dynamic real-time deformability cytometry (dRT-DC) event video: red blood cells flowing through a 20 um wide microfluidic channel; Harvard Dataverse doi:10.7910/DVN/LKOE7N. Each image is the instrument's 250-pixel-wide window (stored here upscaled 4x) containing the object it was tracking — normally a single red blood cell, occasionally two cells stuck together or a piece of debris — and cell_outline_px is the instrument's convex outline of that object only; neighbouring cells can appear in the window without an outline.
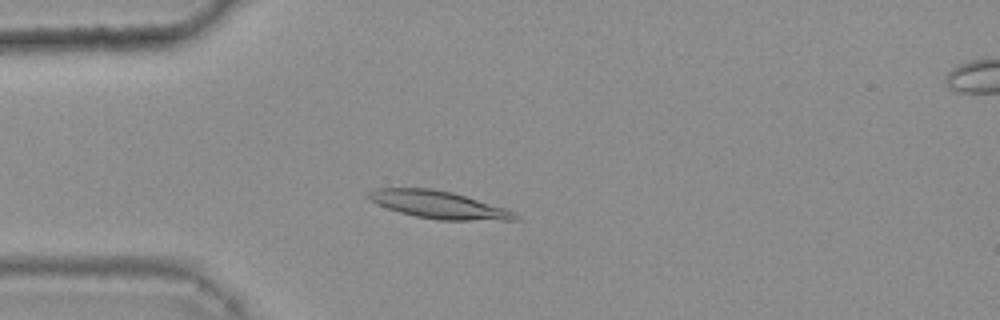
{"species": "common noctule bat (a hibernating species)", "species_latin": "Nyctalus noctula", "temperature_condition": "warm", "stored_images_in_passage": 43, "camera_frame_rate_fps": 3000, "um_per_image_px": 0.085, "animal": {"sex": "female", "body_mass_g": 25.1}, "frame": {"image": 1, "passage_image": 13, "time_ms": 4.0, "image_size_px": [1000, 320], "cell_outline_px": [[520, 220], [440, 220], [416, 216], [400, 212], [388, 208], [368, 200], [364, 196], [368, 192], [376, 188], [432, 188], [452, 192], [504, 208], [516, 212], [520, 216]], "centroid_in_image_um": [37.26, 17.4], "position_along_channel_um": 47.7, "area_um2": 23.47}}
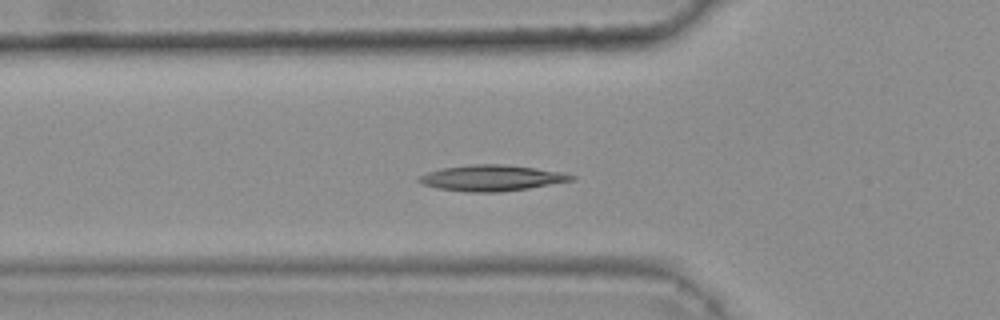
{"frame": {"image": 2, "passage_image": 17, "time_ms": 5.333, "image_size_px": [1000, 320], "cell_outline_px": [[576, 180], [528, 188], [500, 192], [468, 192], [440, 188], [424, 184], [416, 180], [420, 176], [428, 172], [440, 168], [472, 164], [504, 164], [536, 168], [560, 172], [576, 176]], "centroid_in_image_um": [41.81, 15.12], "position_along_channel_um": 84.0, "area_um2": 22.89}}
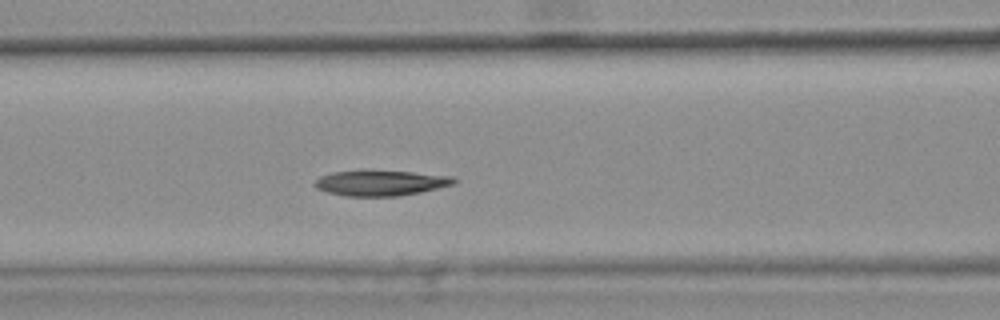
{"frame": {"image": 3, "passage_image": 21, "time_ms": 6.667, "image_size_px": [1000, 320], "cell_outline_px": [[456, 180], [452, 184], [420, 192], [400, 196], [344, 196], [328, 192], [316, 188], [312, 184], [320, 176], [332, 172], [412, 172], [452, 176]], "centroid_in_image_um": [32.32, 15.58], "position_along_channel_um": 134.3, "area_um2": 20.0}, "authors_computed_cell_mechanics": {"area_um2": 21.2126, "velocity_mm_per_s": 3.7548, "shape_relaxation_time_tau1_ms": null, "shape_relaxation_time_tau2_ms": 9.8434, "deformation_change_tau1": null, "deformation_change_tau2": 0.1458}}